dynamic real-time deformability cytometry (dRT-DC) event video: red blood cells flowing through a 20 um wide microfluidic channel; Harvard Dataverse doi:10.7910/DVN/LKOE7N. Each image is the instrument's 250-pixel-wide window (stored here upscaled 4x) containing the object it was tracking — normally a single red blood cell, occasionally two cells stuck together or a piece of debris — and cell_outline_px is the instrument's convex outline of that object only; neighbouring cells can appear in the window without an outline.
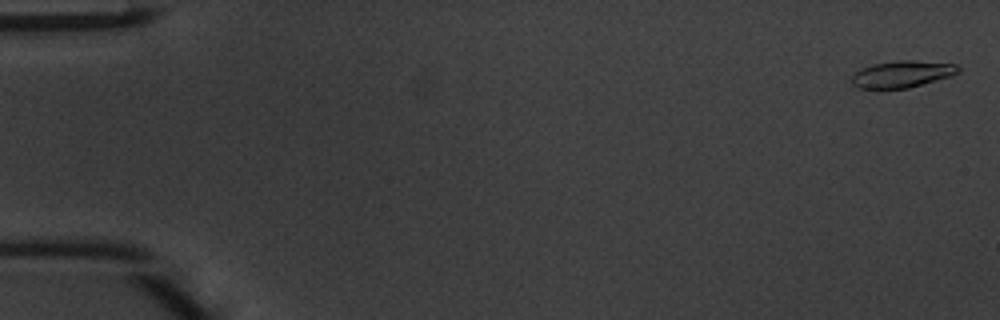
{"species": "common noctule bat (a hibernating species)", "species_latin": "Nyctalus noctula", "temperature_condition": "warm", "stored_images_in_passage": 48, "camera_frame_rate_fps": 3000, "um_per_image_px": 0.085, "animal": {"sex": "male", "body_mass_g": 20.1, "forearm_length_mm": 53.5}, "frame": {"image": 1, "passage_image": 1, "time_ms": 0.0, "image_size_px": [1000, 320], "cell_outline_px": [[960, 72], [952, 76], [908, 88], [876, 92], [856, 88], [852, 84], [848, 76], [860, 68], [872, 64], [900, 60], [912, 60], [956, 64], [960, 68]], "centroid_in_image_um": [76.55, 6.35], "position_along_channel_um": 8.4, "area_um2": 17.63}}
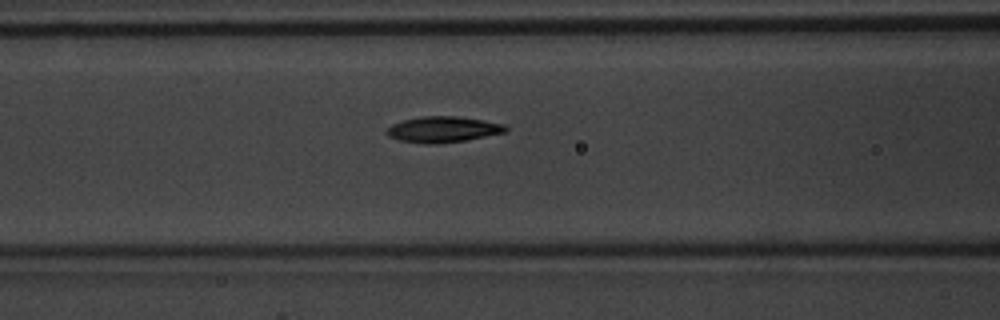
{"frame": {"image": 2, "passage_image": 20, "time_ms": 6.333, "image_size_px": [1000, 320], "cell_outline_px": [[508, 132], [464, 140], [428, 144], [424, 144], [400, 140], [388, 136], [384, 132], [392, 124], [404, 120], [420, 116], [456, 116], [484, 120], [504, 124], [508, 128]], "centroid_in_image_um": [37.66, 10.99], "position_along_channel_um": 128.9, "area_um2": 17.86}}
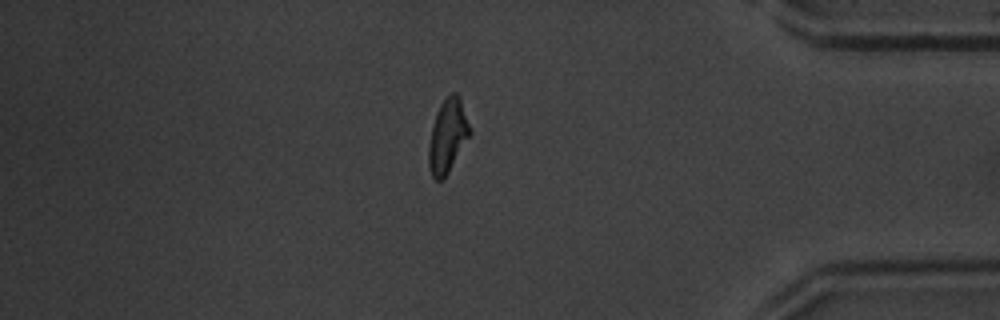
{"frame": {"image": 3, "passage_image": 41, "time_ms": 13.333, "image_size_px": [1000, 320], "cell_outline_px": [[472, 132], [448, 172], [440, 180], [436, 180], [432, 176], [428, 164], [428, 144], [436, 112], [440, 104], [452, 92], [456, 92], [460, 96], [472, 128]], "centroid_in_image_um": [38.07, 11.51], "position_along_channel_um": 397.1, "area_um2": 17.69}, "authors_computed_cell_mechanics": {"area_um2": 17.2244, "velocity_mm_per_s": 4.2508, "shape_relaxation_time_tau1_ms": 2.6602, "shape_relaxation_time_tau2_ms": 2.0801, "deformation_change_tau1": 0.1312, "deformation_change_tau2": 0.0778}}